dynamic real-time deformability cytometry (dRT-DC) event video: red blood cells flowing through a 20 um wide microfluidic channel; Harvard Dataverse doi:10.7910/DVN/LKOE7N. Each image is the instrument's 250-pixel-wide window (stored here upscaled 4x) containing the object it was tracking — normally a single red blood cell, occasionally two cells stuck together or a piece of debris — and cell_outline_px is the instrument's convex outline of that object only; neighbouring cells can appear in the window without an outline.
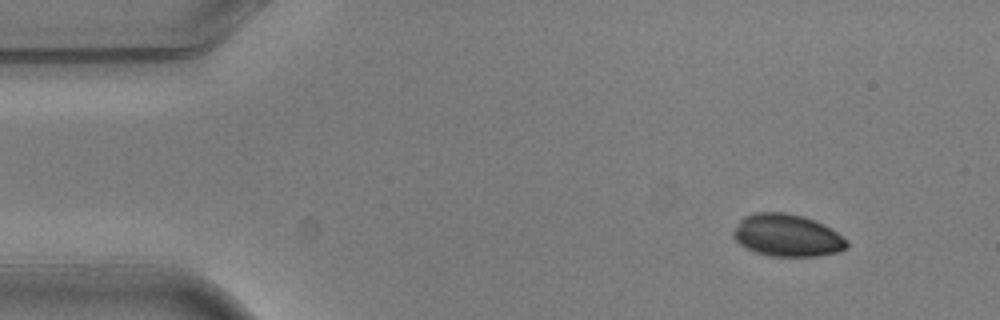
{"species": "common noctule bat (a hibernating species)", "species_latin": "Nyctalus noctula", "temperature_condition": "warm", "stored_images_in_passage": 3, "camera_frame_rate_fps": 3000, "um_per_image_px": 0.085, "animal": {"sex": "male", "body_mass_g": 20.5, "forearm_length_mm": 52.5}, "frame": {"image": 1, "passage_image": 1, "time_ms": 0.0, "image_size_px": [1000, 320], "cell_outline_px": [[848, 248], [840, 252], [816, 256], [772, 256], [756, 252], [740, 244], [732, 236], [732, 232], [740, 220], [744, 216], [756, 212], [784, 212], [804, 216], [816, 220], [832, 228], [848, 240]], "centroid_in_image_um": [66.95, 20.0], "position_along_channel_um": 18.1, "area_um2": 28.21}}